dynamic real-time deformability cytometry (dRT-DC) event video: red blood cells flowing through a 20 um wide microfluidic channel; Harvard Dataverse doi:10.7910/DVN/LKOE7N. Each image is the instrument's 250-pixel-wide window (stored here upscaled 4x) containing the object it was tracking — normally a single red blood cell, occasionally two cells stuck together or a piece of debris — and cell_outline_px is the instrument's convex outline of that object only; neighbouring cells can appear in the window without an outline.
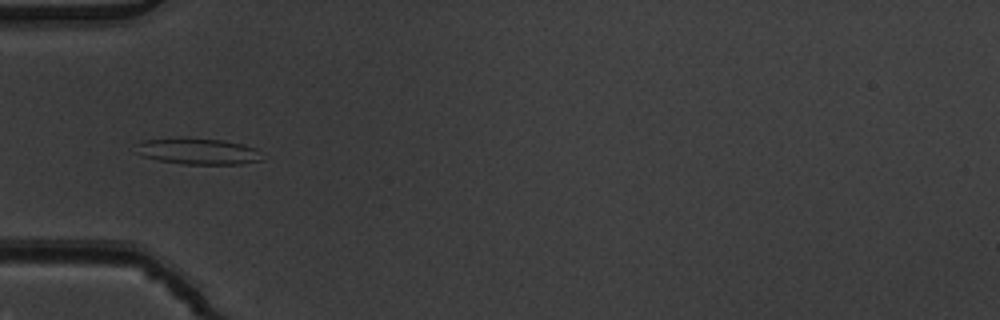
{"species": "common noctule bat (a hibernating species)", "species_latin": "Nyctalus noctula", "temperature_condition": "warm", "stored_images_in_passage": 8, "camera_frame_rate_fps": 3000, "um_per_image_px": 0.085, "animal": {"sex": "male", "body_mass_g": 19.5, "forearm_length_mm": 54.6}, "frame": {"image": 1, "passage_image": 5, "time_ms": 1.333, "image_size_px": [1000, 320], "cell_outline_px": [[264, 160], [240, 164], [184, 164], [156, 160], [140, 156], [132, 152], [136, 144], [144, 140], [224, 140], [244, 144], [256, 148]], "centroid_in_image_um": [16.82, 12.9], "position_along_channel_um": 68.2, "area_um2": 18.9}}
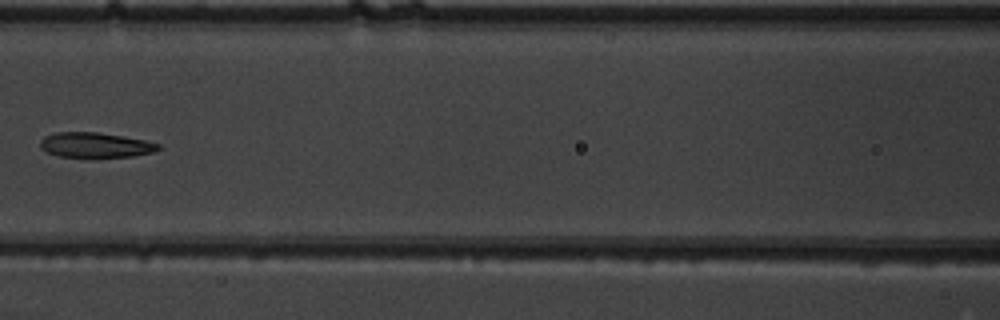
{"frame": {"image": 2, "passage_image": 7, "time_ms": 2.0, "image_size_px": [1000, 320], "cell_outline_px": [[160, 148], [152, 152], [132, 156], [92, 160], [60, 156], [48, 152], [40, 148], [40, 140], [44, 136], [56, 132], [96, 132], [144, 140], [160, 144]], "centroid_in_image_um": [8.07, 12.37], "position_along_channel_um": 158.5, "area_um2": 17.8}}
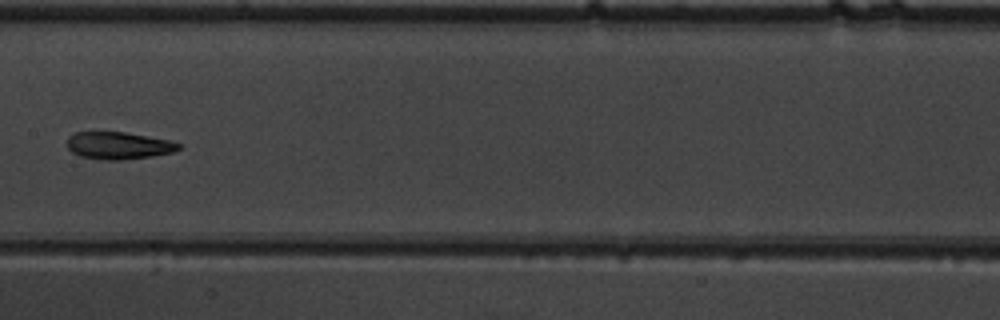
{"frame": {"image": 3, "passage_image": 8, "time_ms": 2.333, "image_size_px": [1000, 320], "cell_outline_px": [[184, 144], [180, 148], [172, 152], [152, 156], [120, 160], [108, 160], [80, 156], [72, 152], [68, 148], [68, 136], [76, 132], [124, 132], [148, 136], [168, 140]], "centroid_in_image_um": [10.09, 12.37], "position_along_channel_um": 197.3, "area_um2": 17.63}}